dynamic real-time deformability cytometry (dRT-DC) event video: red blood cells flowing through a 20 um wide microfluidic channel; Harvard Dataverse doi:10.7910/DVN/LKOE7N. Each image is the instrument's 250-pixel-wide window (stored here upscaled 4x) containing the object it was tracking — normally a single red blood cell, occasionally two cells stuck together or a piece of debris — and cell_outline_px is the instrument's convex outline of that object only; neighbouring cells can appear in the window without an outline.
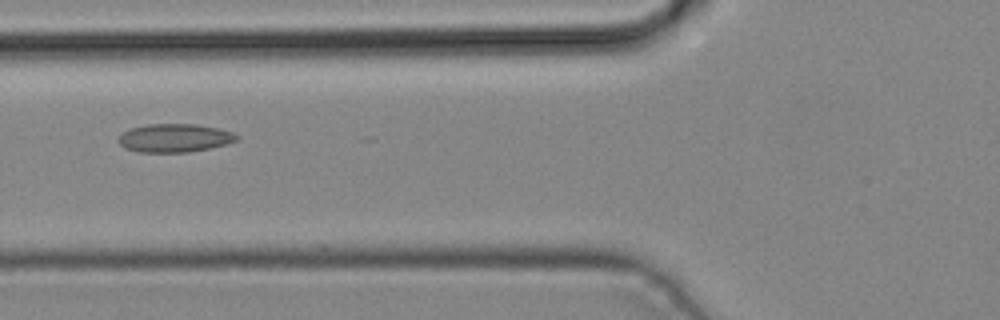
{"species": "common noctule bat (a hibernating species)", "species_latin": "Nyctalus noctula", "temperature_condition": "cold", "stored_images_in_passage": 5, "camera_frame_rate_fps": 3000, "um_per_image_px": 0.085, "animal": {"sex": "male", "body_mass_g": 19.2, "forearm_length_mm": 51.8}, "frame": {"image": 1, "passage_image": 5, "time_ms": 1.333, "image_size_px": [1000, 320], "cell_outline_px": [[240, 136], [236, 140], [228, 144], [188, 152], [140, 152], [124, 148], [116, 140], [124, 132], [132, 128], [148, 124], [196, 124], [220, 128], [232, 132]], "centroid_in_image_um": [14.86, 11.72], "position_along_channel_um": 110.9, "area_um2": 19.54}}